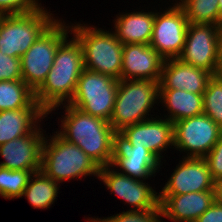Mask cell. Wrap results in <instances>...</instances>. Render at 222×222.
Here are the masks:
<instances>
[{
	"label": "cell",
	"instance_id": "obj_1",
	"mask_svg": "<svg viewBox=\"0 0 222 222\" xmlns=\"http://www.w3.org/2000/svg\"><path fill=\"white\" fill-rule=\"evenodd\" d=\"M84 70L83 50L73 36L57 49L52 69L43 84L34 92L35 101L48 113L69 103L73 98L78 79Z\"/></svg>",
	"mask_w": 222,
	"mask_h": 222
},
{
	"label": "cell",
	"instance_id": "obj_2",
	"mask_svg": "<svg viewBox=\"0 0 222 222\" xmlns=\"http://www.w3.org/2000/svg\"><path fill=\"white\" fill-rule=\"evenodd\" d=\"M64 107L66 110L61 120L62 129L57 133L77 145L100 167L110 165L115 133L110 122L84 113L68 103H64Z\"/></svg>",
	"mask_w": 222,
	"mask_h": 222
},
{
	"label": "cell",
	"instance_id": "obj_3",
	"mask_svg": "<svg viewBox=\"0 0 222 222\" xmlns=\"http://www.w3.org/2000/svg\"><path fill=\"white\" fill-rule=\"evenodd\" d=\"M55 133L51 139H44L41 171L58 183L86 175L98 178L100 166L77 145Z\"/></svg>",
	"mask_w": 222,
	"mask_h": 222
},
{
	"label": "cell",
	"instance_id": "obj_4",
	"mask_svg": "<svg viewBox=\"0 0 222 222\" xmlns=\"http://www.w3.org/2000/svg\"><path fill=\"white\" fill-rule=\"evenodd\" d=\"M70 27L71 34L82 46L84 68L120 80L124 44L115 33L85 24Z\"/></svg>",
	"mask_w": 222,
	"mask_h": 222
},
{
	"label": "cell",
	"instance_id": "obj_5",
	"mask_svg": "<svg viewBox=\"0 0 222 222\" xmlns=\"http://www.w3.org/2000/svg\"><path fill=\"white\" fill-rule=\"evenodd\" d=\"M159 99V81L119 80L110 124L115 132L150 119L149 112ZM148 113V114H147ZM147 117V118H146Z\"/></svg>",
	"mask_w": 222,
	"mask_h": 222
},
{
	"label": "cell",
	"instance_id": "obj_6",
	"mask_svg": "<svg viewBox=\"0 0 222 222\" xmlns=\"http://www.w3.org/2000/svg\"><path fill=\"white\" fill-rule=\"evenodd\" d=\"M43 7L26 14L3 15L0 22V51L21 58L56 20Z\"/></svg>",
	"mask_w": 222,
	"mask_h": 222
},
{
	"label": "cell",
	"instance_id": "obj_7",
	"mask_svg": "<svg viewBox=\"0 0 222 222\" xmlns=\"http://www.w3.org/2000/svg\"><path fill=\"white\" fill-rule=\"evenodd\" d=\"M69 28L56 19L20 58L22 80L34 92L52 69L57 49L68 38Z\"/></svg>",
	"mask_w": 222,
	"mask_h": 222
},
{
	"label": "cell",
	"instance_id": "obj_8",
	"mask_svg": "<svg viewBox=\"0 0 222 222\" xmlns=\"http://www.w3.org/2000/svg\"><path fill=\"white\" fill-rule=\"evenodd\" d=\"M119 80L84 68L75 94L68 103L84 113L110 121Z\"/></svg>",
	"mask_w": 222,
	"mask_h": 222
},
{
	"label": "cell",
	"instance_id": "obj_9",
	"mask_svg": "<svg viewBox=\"0 0 222 222\" xmlns=\"http://www.w3.org/2000/svg\"><path fill=\"white\" fill-rule=\"evenodd\" d=\"M221 41V26L189 23L184 48L178 59L214 75Z\"/></svg>",
	"mask_w": 222,
	"mask_h": 222
},
{
	"label": "cell",
	"instance_id": "obj_10",
	"mask_svg": "<svg viewBox=\"0 0 222 222\" xmlns=\"http://www.w3.org/2000/svg\"><path fill=\"white\" fill-rule=\"evenodd\" d=\"M222 129L207 115L173 123L174 147L188 151L186 158H204L219 140Z\"/></svg>",
	"mask_w": 222,
	"mask_h": 222
},
{
	"label": "cell",
	"instance_id": "obj_11",
	"mask_svg": "<svg viewBox=\"0 0 222 222\" xmlns=\"http://www.w3.org/2000/svg\"><path fill=\"white\" fill-rule=\"evenodd\" d=\"M168 9L161 14L155 13L150 40V46L164 59L178 58L181 55L189 25L185 11L178 3Z\"/></svg>",
	"mask_w": 222,
	"mask_h": 222
},
{
	"label": "cell",
	"instance_id": "obj_12",
	"mask_svg": "<svg viewBox=\"0 0 222 222\" xmlns=\"http://www.w3.org/2000/svg\"><path fill=\"white\" fill-rule=\"evenodd\" d=\"M160 162L146 147L132 146L121 132L114 133L111 167H120L121 172L128 177L145 180L159 170Z\"/></svg>",
	"mask_w": 222,
	"mask_h": 222
},
{
	"label": "cell",
	"instance_id": "obj_13",
	"mask_svg": "<svg viewBox=\"0 0 222 222\" xmlns=\"http://www.w3.org/2000/svg\"><path fill=\"white\" fill-rule=\"evenodd\" d=\"M110 167V165L100 167L98 178L113 194L134 206L132 210H150L159 206V195L148 183L128 177Z\"/></svg>",
	"mask_w": 222,
	"mask_h": 222
},
{
	"label": "cell",
	"instance_id": "obj_14",
	"mask_svg": "<svg viewBox=\"0 0 222 222\" xmlns=\"http://www.w3.org/2000/svg\"><path fill=\"white\" fill-rule=\"evenodd\" d=\"M176 166L158 195H180L214 190V181L204 158H186Z\"/></svg>",
	"mask_w": 222,
	"mask_h": 222
},
{
	"label": "cell",
	"instance_id": "obj_15",
	"mask_svg": "<svg viewBox=\"0 0 222 222\" xmlns=\"http://www.w3.org/2000/svg\"><path fill=\"white\" fill-rule=\"evenodd\" d=\"M40 129L0 145V155L5 160L0 163V167L11 170L41 171L42 146L46 137Z\"/></svg>",
	"mask_w": 222,
	"mask_h": 222
},
{
	"label": "cell",
	"instance_id": "obj_16",
	"mask_svg": "<svg viewBox=\"0 0 222 222\" xmlns=\"http://www.w3.org/2000/svg\"><path fill=\"white\" fill-rule=\"evenodd\" d=\"M164 60L150 45L124 44L120 79L160 81Z\"/></svg>",
	"mask_w": 222,
	"mask_h": 222
},
{
	"label": "cell",
	"instance_id": "obj_17",
	"mask_svg": "<svg viewBox=\"0 0 222 222\" xmlns=\"http://www.w3.org/2000/svg\"><path fill=\"white\" fill-rule=\"evenodd\" d=\"M132 146L146 147L160 161L161 151L174 145L173 122L168 119L153 118L144 120L120 131Z\"/></svg>",
	"mask_w": 222,
	"mask_h": 222
},
{
	"label": "cell",
	"instance_id": "obj_18",
	"mask_svg": "<svg viewBox=\"0 0 222 222\" xmlns=\"http://www.w3.org/2000/svg\"><path fill=\"white\" fill-rule=\"evenodd\" d=\"M212 77L211 72L191 66L178 58L165 59L159 89H179L203 94Z\"/></svg>",
	"mask_w": 222,
	"mask_h": 222
},
{
	"label": "cell",
	"instance_id": "obj_19",
	"mask_svg": "<svg viewBox=\"0 0 222 222\" xmlns=\"http://www.w3.org/2000/svg\"><path fill=\"white\" fill-rule=\"evenodd\" d=\"M214 201V190L180 195H159L162 217L174 222H195Z\"/></svg>",
	"mask_w": 222,
	"mask_h": 222
},
{
	"label": "cell",
	"instance_id": "obj_20",
	"mask_svg": "<svg viewBox=\"0 0 222 222\" xmlns=\"http://www.w3.org/2000/svg\"><path fill=\"white\" fill-rule=\"evenodd\" d=\"M47 116L48 113L43 108L0 111V145L34 133L39 128V119Z\"/></svg>",
	"mask_w": 222,
	"mask_h": 222
},
{
	"label": "cell",
	"instance_id": "obj_21",
	"mask_svg": "<svg viewBox=\"0 0 222 222\" xmlns=\"http://www.w3.org/2000/svg\"><path fill=\"white\" fill-rule=\"evenodd\" d=\"M154 12H131L121 14L115 19L116 38L123 44L150 45L154 27Z\"/></svg>",
	"mask_w": 222,
	"mask_h": 222
},
{
	"label": "cell",
	"instance_id": "obj_22",
	"mask_svg": "<svg viewBox=\"0 0 222 222\" xmlns=\"http://www.w3.org/2000/svg\"><path fill=\"white\" fill-rule=\"evenodd\" d=\"M159 100L168 109L169 116L166 119L173 123L203 114V94L179 89H159Z\"/></svg>",
	"mask_w": 222,
	"mask_h": 222
},
{
	"label": "cell",
	"instance_id": "obj_23",
	"mask_svg": "<svg viewBox=\"0 0 222 222\" xmlns=\"http://www.w3.org/2000/svg\"><path fill=\"white\" fill-rule=\"evenodd\" d=\"M22 108H42L34 91L22 80L0 81V111Z\"/></svg>",
	"mask_w": 222,
	"mask_h": 222
},
{
	"label": "cell",
	"instance_id": "obj_24",
	"mask_svg": "<svg viewBox=\"0 0 222 222\" xmlns=\"http://www.w3.org/2000/svg\"><path fill=\"white\" fill-rule=\"evenodd\" d=\"M33 178V179H32ZM60 183L47 177L42 171L33 173L23 191L28 202L37 209H47L54 203Z\"/></svg>",
	"mask_w": 222,
	"mask_h": 222
},
{
	"label": "cell",
	"instance_id": "obj_25",
	"mask_svg": "<svg viewBox=\"0 0 222 222\" xmlns=\"http://www.w3.org/2000/svg\"><path fill=\"white\" fill-rule=\"evenodd\" d=\"M178 4L184 9L189 23L220 26L218 0H181Z\"/></svg>",
	"mask_w": 222,
	"mask_h": 222
},
{
	"label": "cell",
	"instance_id": "obj_26",
	"mask_svg": "<svg viewBox=\"0 0 222 222\" xmlns=\"http://www.w3.org/2000/svg\"><path fill=\"white\" fill-rule=\"evenodd\" d=\"M33 173L35 172L0 167V196L8 200L22 197Z\"/></svg>",
	"mask_w": 222,
	"mask_h": 222
},
{
	"label": "cell",
	"instance_id": "obj_27",
	"mask_svg": "<svg viewBox=\"0 0 222 222\" xmlns=\"http://www.w3.org/2000/svg\"><path fill=\"white\" fill-rule=\"evenodd\" d=\"M203 114L222 129V79L214 75L203 93Z\"/></svg>",
	"mask_w": 222,
	"mask_h": 222
},
{
	"label": "cell",
	"instance_id": "obj_28",
	"mask_svg": "<svg viewBox=\"0 0 222 222\" xmlns=\"http://www.w3.org/2000/svg\"><path fill=\"white\" fill-rule=\"evenodd\" d=\"M161 206L150 210H128L104 219L92 218L88 222H161ZM163 222V221H162Z\"/></svg>",
	"mask_w": 222,
	"mask_h": 222
},
{
	"label": "cell",
	"instance_id": "obj_29",
	"mask_svg": "<svg viewBox=\"0 0 222 222\" xmlns=\"http://www.w3.org/2000/svg\"><path fill=\"white\" fill-rule=\"evenodd\" d=\"M37 0H0V14H26L42 8Z\"/></svg>",
	"mask_w": 222,
	"mask_h": 222
},
{
	"label": "cell",
	"instance_id": "obj_30",
	"mask_svg": "<svg viewBox=\"0 0 222 222\" xmlns=\"http://www.w3.org/2000/svg\"><path fill=\"white\" fill-rule=\"evenodd\" d=\"M22 79L21 59L2 54L0 51V81Z\"/></svg>",
	"mask_w": 222,
	"mask_h": 222
},
{
	"label": "cell",
	"instance_id": "obj_31",
	"mask_svg": "<svg viewBox=\"0 0 222 222\" xmlns=\"http://www.w3.org/2000/svg\"><path fill=\"white\" fill-rule=\"evenodd\" d=\"M213 181L222 178V132L219 140L204 157Z\"/></svg>",
	"mask_w": 222,
	"mask_h": 222
},
{
	"label": "cell",
	"instance_id": "obj_32",
	"mask_svg": "<svg viewBox=\"0 0 222 222\" xmlns=\"http://www.w3.org/2000/svg\"><path fill=\"white\" fill-rule=\"evenodd\" d=\"M195 222H222V204L214 201Z\"/></svg>",
	"mask_w": 222,
	"mask_h": 222
},
{
	"label": "cell",
	"instance_id": "obj_33",
	"mask_svg": "<svg viewBox=\"0 0 222 222\" xmlns=\"http://www.w3.org/2000/svg\"><path fill=\"white\" fill-rule=\"evenodd\" d=\"M214 196L215 201L222 204V178L214 181Z\"/></svg>",
	"mask_w": 222,
	"mask_h": 222
},
{
	"label": "cell",
	"instance_id": "obj_34",
	"mask_svg": "<svg viewBox=\"0 0 222 222\" xmlns=\"http://www.w3.org/2000/svg\"><path fill=\"white\" fill-rule=\"evenodd\" d=\"M214 76L222 79V41L220 43L219 54H218V63Z\"/></svg>",
	"mask_w": 222,
	"mask_h": 222
},
{
	"label": "cell",
	"instance_id": "obj_35",
	"mask_svg": "<svg viewBox=\"0 0 222 222\" xmlns=\"http://www.w3.org/2000/svg\"><path fill=\"white\" fill-rule=\"evenodd\" d=\"M219 1L220 26L222 27V0Z\"/></svg>",
	"mask_w": 222,
	"mask_h": 222
}]
</instances>
